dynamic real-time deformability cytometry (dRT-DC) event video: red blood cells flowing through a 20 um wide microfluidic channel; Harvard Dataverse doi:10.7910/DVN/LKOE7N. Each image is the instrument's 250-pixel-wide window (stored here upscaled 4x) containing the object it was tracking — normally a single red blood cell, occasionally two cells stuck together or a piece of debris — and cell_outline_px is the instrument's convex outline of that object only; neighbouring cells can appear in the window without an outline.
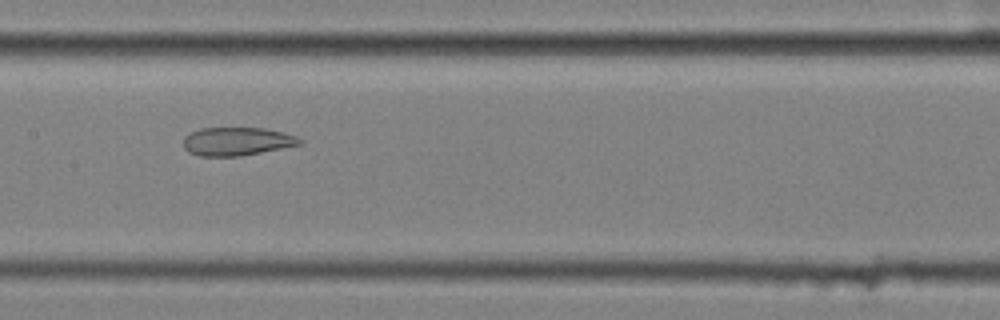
{"species": "common noctule bat (a hibernating species)", "species_latin": "Nyctalus noctula", "temperature_condition": "cold", "stored_images_in_passage": 9, "camera_frame_rate_fps": 3000, "um_per_image_px": 0.085, "animal": {"sex": "female", "body_mass_g": 25.1}, "frame": {"image": 1, "passage_image": 8, "time_ms": 2.333, "image_size_px": [1000, 320], "cell_outline_px": [[304, 140], [300, 144], [240, 156], [200, 156], [188, 152], [184, 148], [184, 136], [200, 128], [264, 128], [284, 132], [296, 136]], "centroid_in_image_um": [20.12, 12.01], "position_along_channel_um": 187.3, "area_um2": 19.07}}
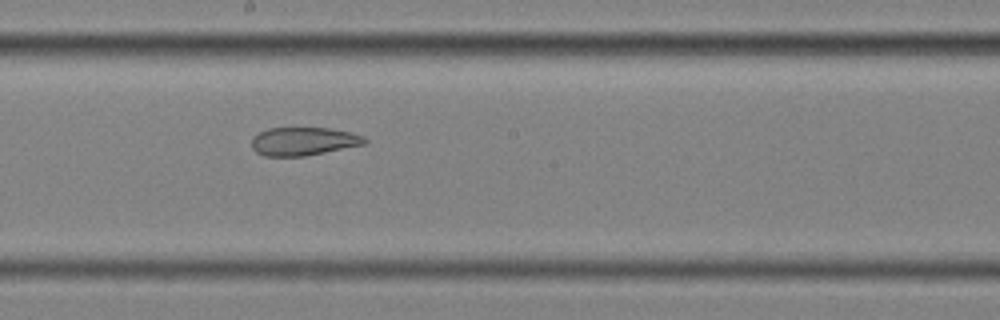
{"frame": {"image": 2, "passage_image": 9, "time_ms": 2.667, "image_size_px": [1000, 320], "cell_outline_px": [[368, 140], [364, 144], [304, 156], [264, 156], [256, 152], [252, 148], [252, 136], [268, 128], [328, 128], [348, 132], [364, 136]], "centroid_in_image_um": [25.76, 12.01], "position_along_channel_um": 222.4, "area_um2": 18.44}}